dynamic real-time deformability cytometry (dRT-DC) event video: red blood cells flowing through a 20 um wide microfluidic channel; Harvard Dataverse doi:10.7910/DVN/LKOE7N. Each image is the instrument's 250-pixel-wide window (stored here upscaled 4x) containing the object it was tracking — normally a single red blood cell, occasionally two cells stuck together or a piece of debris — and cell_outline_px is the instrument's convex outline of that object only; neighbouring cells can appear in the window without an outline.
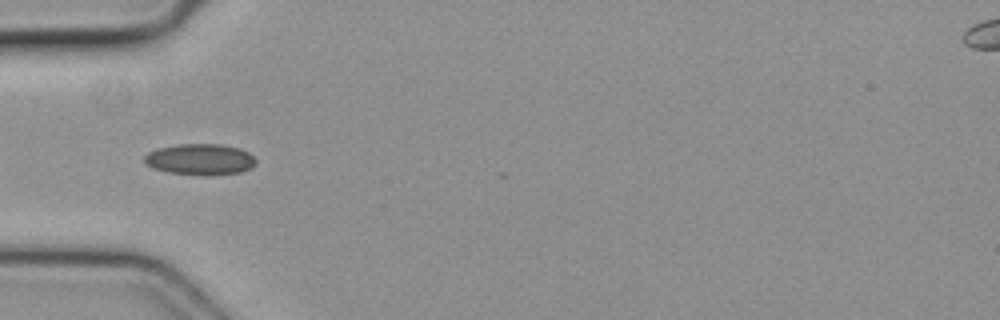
{"species": "common noctule bat (a hibernating species)", "species_latin": "Nyctalus noctula", "temperature_condition": "cold", "stored_images_in_passage": 5, "camera_frame_rate_fps": 3000, "um_per_image_px": 0.085, "animal": {"sex": "female", "body_mass_g": 19.3, "forearm_length_mm": 54.1}, "frame": {"image": 1, "passage_image": 5, "time_ms": 1.333, "image_size_px": [1000, 320], "cell_outline_px": [[256, 164], [252, 168], [240, 172], [208, 176], [204, 176], [168, 172], [152, 168], [144, 164], [144, 156], [148, 152], [156, 148], [180, 144], [220, 144], [240, 148], [248, 152], [256, 160]], "centroid_in_image_um": [17.0, 13.55], "position_along_channel_um": 68.0, "area_um2": 20.52}}